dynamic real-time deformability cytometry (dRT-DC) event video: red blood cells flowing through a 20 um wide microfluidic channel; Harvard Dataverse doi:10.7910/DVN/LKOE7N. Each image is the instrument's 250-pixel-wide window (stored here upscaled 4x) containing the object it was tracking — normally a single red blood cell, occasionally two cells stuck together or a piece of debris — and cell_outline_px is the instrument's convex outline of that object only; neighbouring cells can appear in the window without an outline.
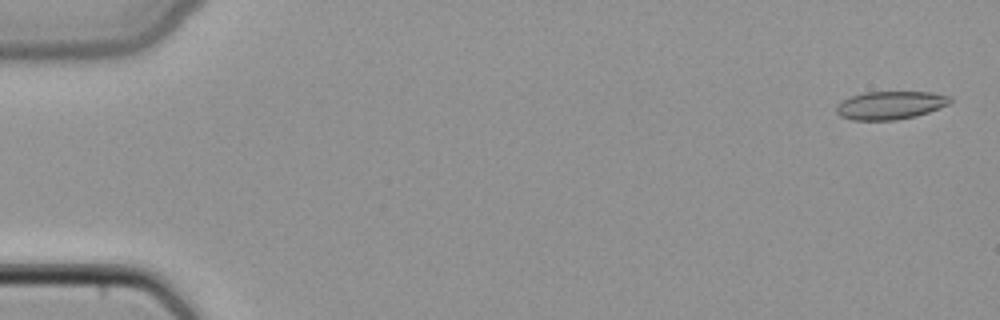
{"species": "common noctule bat (a hibernating species)", "species_latin": "Nyctalus noctula", "temperature_condition": "cold", "stored_images_in_passage": 49, "camera_frame_rate_fps": 3000, "um_per_image_px": 0.085, "animal": {"sex": "female", "body_mass_g": 22.7, "forearm_length_mm": 54.2}, "frame": {"image": 1, "passage_image": 2, "time_ms": 0.333, "image_size_px": [1000, 320], "cell_outline_px": [[952, 100], [948, 104], [928, 112], [916, 116], [896, 120], [852, 120], [840, 116], [836, 112], [836, 104], [852, 96], [864, 92], [932, 92], [952, 96]], "centroid_in_image_um": [75.68, 8.94], "position_along_channel_um": 9.3, "area_um2": 18.67}}
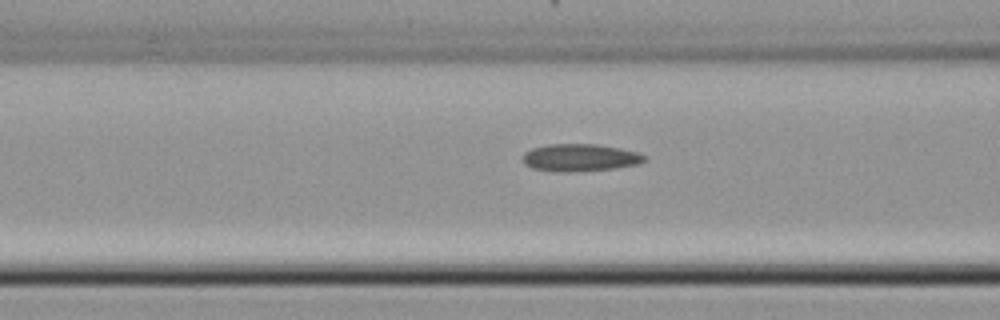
{"frame": {"image": 2, "passage_image": 20, "time_ms": 6.333, "image_size_px": [1000, 320], "cell_outline_px": [[648, 156], [644, 160], [636, 164], [616, 168], [580, 172], [552, 172], [532, 168], [524, 164], [520, 160], [524, 152], [532, 148], [548, 144], [596, 144], [620, 148], [636, 152]], "centroid_in_image_um": [49.23, 13.41], "position_along_channel_um": 117.4, "area_um2": 19.77}}
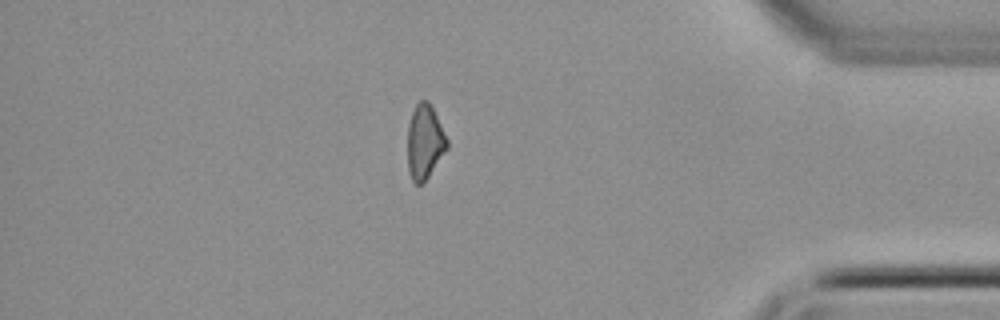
{"frame": {"image": 3, "passage_image": 42, "time_ms": 13.667, "image_size_px": [1000, 320], "cell_outline_px": [[448, 148], [428, 176], [420, 184], [416, 184], [412, 180], [408, 172], [408, 124], [412, 112], [416, 104], [420, 100], [428, 100], [448, 140]], "centroid_in_image_um": [36.09, 12.05], "position_along_channel_um": 399.1, "area_um2": 16.88}}